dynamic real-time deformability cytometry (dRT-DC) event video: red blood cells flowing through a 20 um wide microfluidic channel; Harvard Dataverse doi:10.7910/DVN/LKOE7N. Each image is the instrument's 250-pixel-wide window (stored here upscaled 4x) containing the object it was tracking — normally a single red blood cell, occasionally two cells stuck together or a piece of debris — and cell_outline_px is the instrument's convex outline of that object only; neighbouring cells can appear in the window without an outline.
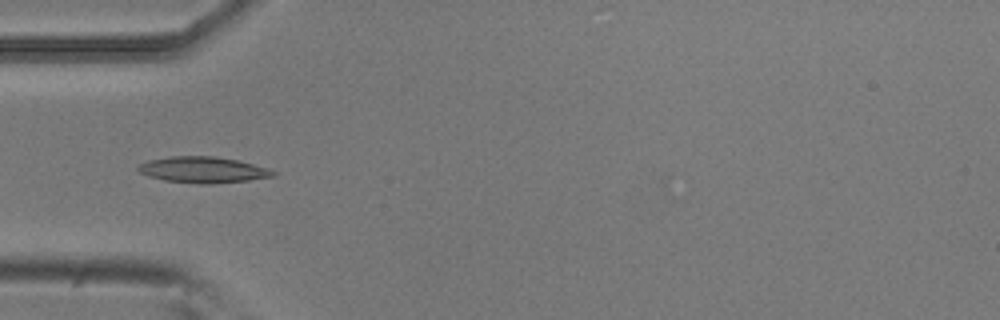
{"species": "common noctule bat (a hibernating species)", "species_latin": "Nyctalus noctula", "temperature_condition": "room temperature", "stored_images_in_passage": 6, "camera_frame_rate_fps": 3000, "um_per_image_px": 0.085, "animal": {"sex": "male", "body_mass_g": 20.5, "forearm_length_mm": 52.5}, "frame": {"image": 1, "passage_image": 4, "time_ms": 1.0, "image_size_px": [1000, 320], "cell_outline_px": [[276, 176], [248, 180], [212, 184], [200, 184], [164, 180], [148, 176], [140, 172], [136, 168], [140, 164], [148, 160], [172, 156], [212, 156], [236, 160], [268, 168], [276, 172]], "centroid_in_image_um": [17.25, 14.44], "position_along_channel_um": 67.8, "area_um2": 20.4}}
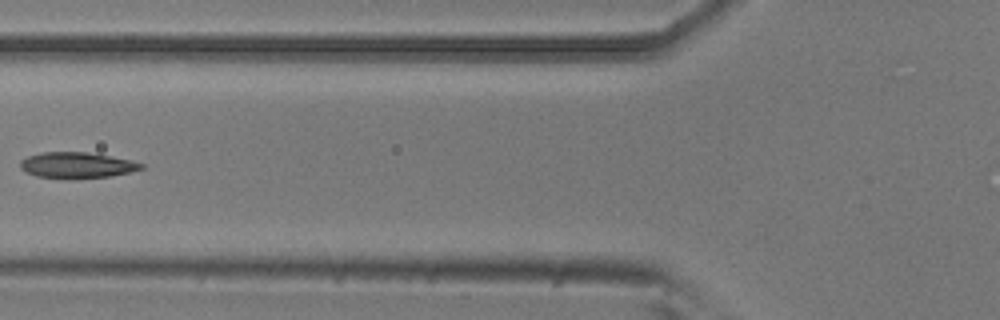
{"frame": {"image": 2, "passage_image": 5, "time_ms": 1.333, "image_size_px": [1000, 320], "cell_outline_px": [[144, 168], [128, 172], [108, 176], [76, 180], [36, 176], [24, 172], [20, 168], [20, 160], [28, 156], [40, 152], [84, 152], [132, 160], [144, 164]], "centroid_in_image_um": [6.48, 14.06], "position_along_channel_um": 119.3, "area_um2": 18.44}}
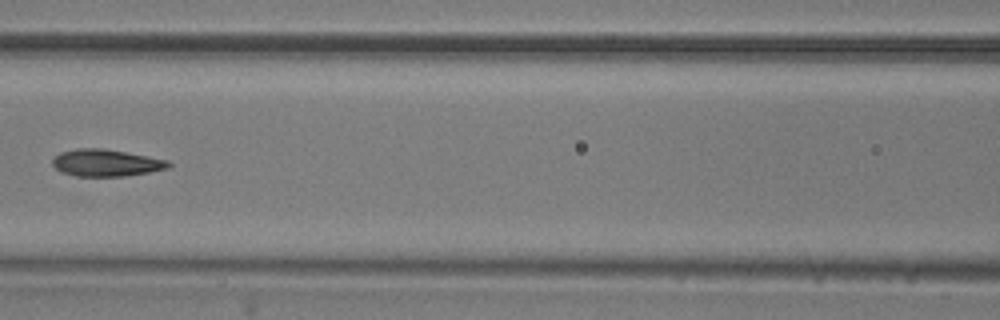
{"frame": {"image": 3, "passage_image": 6, "time_ms": 1.667, "image_size_px": [1000, 320], "cell_outline_px": [[172, 164], [168, 168], [148, 172], [124, 176], [76, 176], [60, 172], [52, 164], [52, 160], [60, 152], [76, 148], [104, 148], [148, 156], [168, 160]], "centroid_in_image_um": [9.0, 13.83], "position_along_channel_um": 157.6, "area_um2": 18.26}}